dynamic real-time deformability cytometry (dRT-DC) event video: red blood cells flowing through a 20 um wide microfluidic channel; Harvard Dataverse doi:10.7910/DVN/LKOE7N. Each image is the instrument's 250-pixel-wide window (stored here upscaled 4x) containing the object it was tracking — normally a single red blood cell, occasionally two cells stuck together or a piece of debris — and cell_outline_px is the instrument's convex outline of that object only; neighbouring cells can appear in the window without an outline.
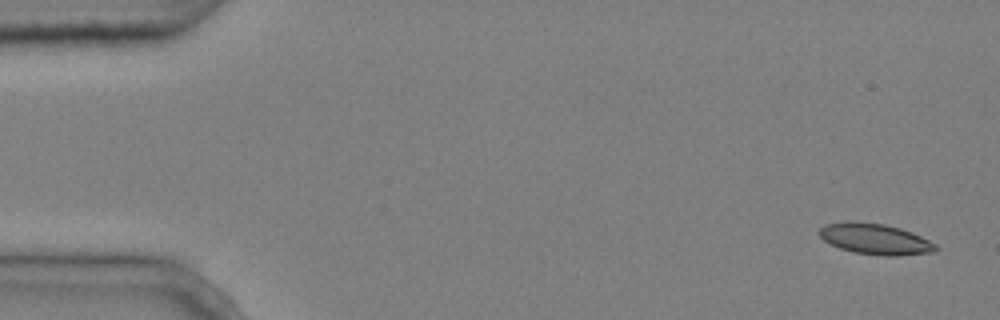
{"species": "common noctule bat (a hibernating species)", "species_latin": "Nyctalus noctula", "temperature_condition": "cold", "stored_images_in_passage": 5, "camera_frame_rate_fps": 3000, "um_per_image_px": 0.085, "animal": {"sex": "male", "body_mass_g": 20.4}, "frame": {"image": 1, "passage_image": 1, "time_ms": 0.0, "image_size_px": [1000, 320], "cell_outline_px": [[940, 248], [936, 252], [900, 256], [884, 256], [852, 252], [840, 248], [824, 240], [820, 236], [820, 228], [824, 224], [856, 220], [884, 224], [900, 228], [912, 232], [936, 244]], "centroid_in_image_um": [74.43, 20.32], "position_along_channel_um": 10.6, "area_um2": 21.15}}
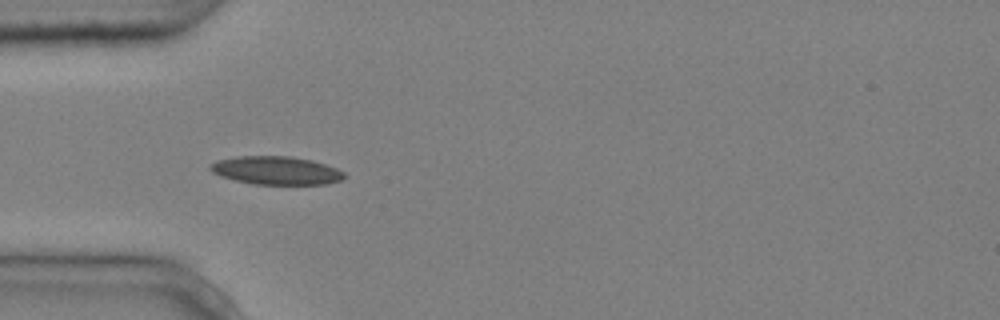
{"frame": {"image": 2, "passage_image": 5, "time_ms": 1.333, "image_size_px": [1000, 320], "cell_outline_px": [[348, 176], [340, 180], [328, 184], [252, 184], [220, 176], [212, 172], [208, 168], [216, 160], [236, 156], [288, 156], [312, 160], [336, 168], [344, 172]], "centroid_in_image_um": [23.47, 14.49], "position_along_channel_um": 61.5, "area_um2": 22.08}}